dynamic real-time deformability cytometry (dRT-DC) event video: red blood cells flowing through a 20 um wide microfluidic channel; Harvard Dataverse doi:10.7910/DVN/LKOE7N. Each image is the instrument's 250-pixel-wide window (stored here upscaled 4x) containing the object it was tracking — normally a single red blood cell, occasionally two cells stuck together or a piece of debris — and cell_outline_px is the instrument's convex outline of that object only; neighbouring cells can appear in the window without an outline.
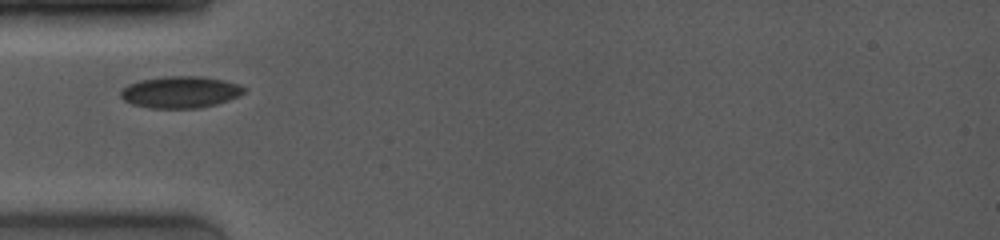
{"species": "common noctule bat (a hibernating species)", "species_latin": "Nyctalus noctula", "temperature_condition": "room temperature", "stored_images_in_passage": 65, "camera_frame_rate_fps": 4000, "um_per_image_px": 0.085, "animal": {"sex": "female", "body_mass_g": 19.0, "forearm_length_mm": 53.3}, "frame": {"image": 1, "passage_image": 1, "time_ms": 0.0, "image_size_px": [1000, 240], "cell_outline_px": [[248, 88], [244, 92], [228, 100], [216, 104], [200, 108], [148, 108], [132, 104], [124, 100], [120, 96], [120, 92], [128, 84], [140, 80], [164, 76], [200, 76], [224, 80]], "centroid_in_image_um": [15.31, 7.83], "position_along_channel_um": 69.7, "area_um2": 22.77}}
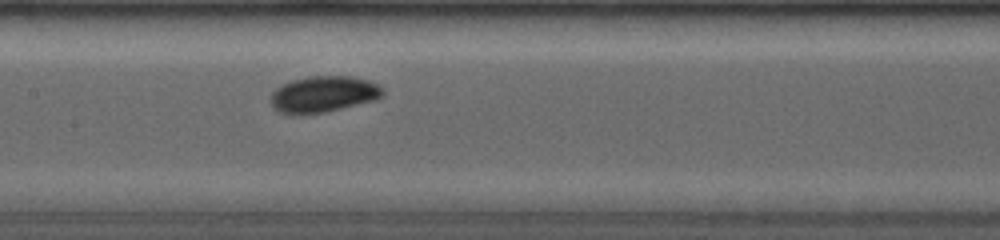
{"frame": {"image": 2, "passage_image": 23, "time_ms": 2.75, "image_size_px": [1000, 240], "cell_outline_px": [[384, 96], [376, 100], [324, 112], [292, 116], [276, 112], [272, 108], [272, 92], [276, 88], [292, 80], [308, 76], [348, 76], [368, 80], [384, 88]], "centroid_in_image_um": [27.48, 8.03], "position_along_channel_um": 179.9, "area_um2": 23.93}}
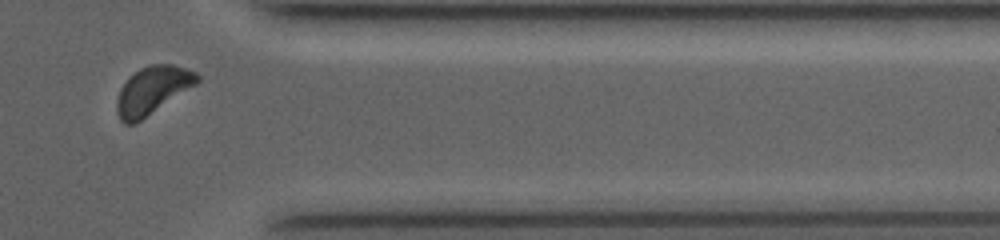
{"frame": {"image": 3, "passage_image": 60, "time_ms": 8.25, "image_size_px": [1000, 240], "cell_outline_px": [[200, 80], [196, 84], [136, 124], [124, 124], [120, 120], [116, 108], [116, 100], [120, 88], [128, 76], [140, 68], [148, 64], [172, 64], [196, 72], [200, 76]], "centroid_in_image_um": [12.93, 7.68], "position_along_channel_um": 398.5, "area_um2": 22.48}}